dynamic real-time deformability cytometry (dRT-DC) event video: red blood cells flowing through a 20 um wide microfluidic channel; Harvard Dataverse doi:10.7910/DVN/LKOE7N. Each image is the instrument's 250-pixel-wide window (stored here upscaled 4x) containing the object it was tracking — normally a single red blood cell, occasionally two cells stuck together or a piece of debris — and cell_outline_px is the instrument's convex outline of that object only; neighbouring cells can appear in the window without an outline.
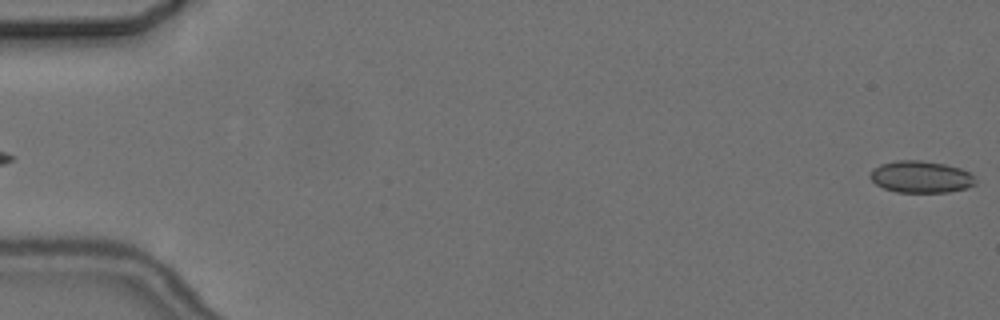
{"species": "common noctule bat (a hibernating species)", "species_latin": "Nyctalus noctula", "temperature_condition": "cold", "stored_images_in_passage": 6, "segment_of_instrument_passage": [2, 2], "camera_frame_rate_fps": 3000, "um_per_image_px": 0.085, "animal": {"sex": "female", "body_mass_g": 24.6, "forearm_length_mm": 56.2}, "frame": {"image": 1, "passage_image": 6, "time_ms": 5.667, "image_size_px": [1000, 320], "cell_outline_px": [[976, 184], [968, 188], [948, 192], [896, 192], [884, 188], [876, 184], [868, 176], [872, 168], [880, 164], [896, 160], [920, 160], [944, 164], [960, 168], [968, 172], [976, 180]], "centroid_in_image_um": [78.25, 15.03], "position_along_channel_um": 6.8, "area_um2": 19.65}}